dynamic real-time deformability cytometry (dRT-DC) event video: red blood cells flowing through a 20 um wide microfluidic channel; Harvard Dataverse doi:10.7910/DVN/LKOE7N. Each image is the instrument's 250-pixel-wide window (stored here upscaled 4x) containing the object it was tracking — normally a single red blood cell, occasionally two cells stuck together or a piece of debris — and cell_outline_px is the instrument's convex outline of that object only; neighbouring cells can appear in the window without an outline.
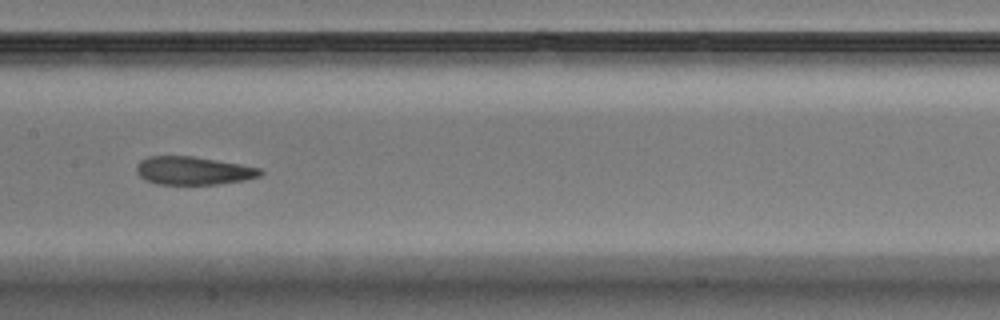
{"species": "Egyptian fruit bat (a non-hibernating species)", "species_latin": "Rousettus aegyptiacus", "temperature_condition": "warm", "stored_images_in_passage": 41, "camera_frame_rate_fps": 3000, "um_per_image_px": 0.085, "animal": {"sex": "male"}, "frame": {"image": 1, "passage_image": 12, "time_ms": 3.667, "image_size_px": [1000, 320], "cell_outline_px": [[264, 172], [260, 176], [244, 180], [216, 184], [156, 184], [144, 180], [136, 172], [136, 164], [140, 160], [148, 156], [192, 156], [240, 164], [260, 168]], "centroid_in_image_um": [16.39, 14.5], "position_along_channel_um": 191.0, "area_um2": 20.35}}
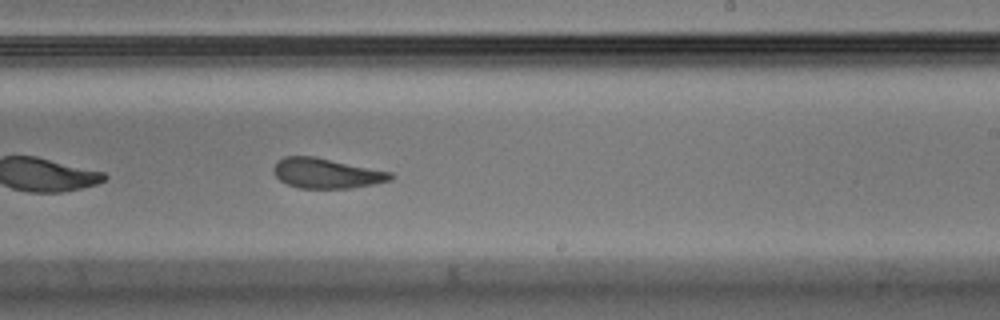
{"frame": {"image": 2, "passage_image": 18, "time_ms": 5.667, "image_size_px": [1000, 320], "cell_outline_px": [[392, 180], [352, 188], [300, 188], [288, 184], [280, 180], [272, 172], [272, 168], [276, 160], [284, 156], [316, 156], [392, 172]], "centroid_in_image_um": [27.71, 14.71], "position_along_channel_um": 261.3, "area_um2": 20.63}, "authors_computed_cell_mechanics": {"area_um2": 21.9062, "velocity_mm_per_s": 3.5266, "shape_relaxation_time_tau1_ms": null, "shape_relaxation_time_tau2_ms": 2.2378, "deformation_change_tau1": null, "deformation_change_tau2": 0.0927}}